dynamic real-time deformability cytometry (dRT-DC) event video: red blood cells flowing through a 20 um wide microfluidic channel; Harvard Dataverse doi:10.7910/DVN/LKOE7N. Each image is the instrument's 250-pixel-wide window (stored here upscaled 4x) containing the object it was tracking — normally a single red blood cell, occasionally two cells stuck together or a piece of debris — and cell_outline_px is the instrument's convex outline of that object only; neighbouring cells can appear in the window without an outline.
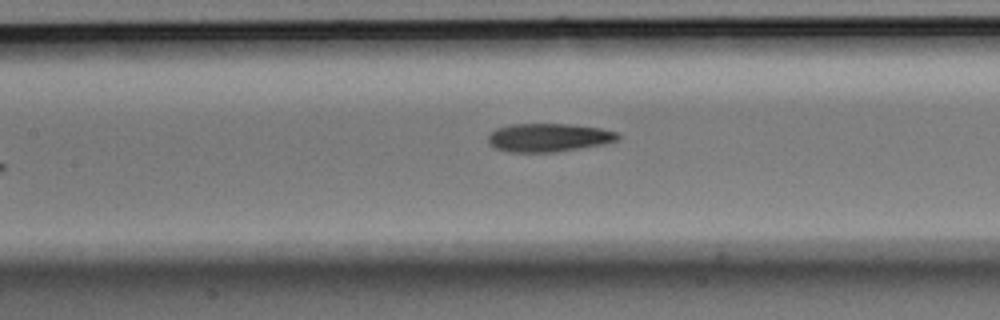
{"species": "Egyptian fruit bat (a non-hibernating species)", "species_latin": "Rousettus aegyptiacus", "temperature_condition": "room temperature", "stored_images_in_passage": 6, "camera_frame_rate_fps": 3000, "um_per_image_px": 0.085, "animal": {"sex": "male"}, "frame": {"image": 1, "passage_image": 6, "time_ms": 1.667, "image_size_px": [1000, 320], "cell_outline_px": [[620, 136], [616, 140], [604, 144], [556, 152], [508, 152], [496, 148], [488, 144], [488, 132], [496, 128], [508, 124], [568, 124], [600, 128], [616, 132]], "centroid_in_image_um": [46.57, 11.69], "position_along_channel_um": 160.8, "area_um2": 21.56}}